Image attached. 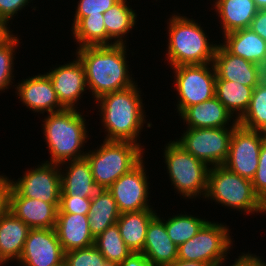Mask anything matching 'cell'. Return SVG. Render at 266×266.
<instances>
[{
  "mask_svg": "<svg viewBox=\"0 0 266 266\" xmlns=\"http://www.w3.org/2000/svg\"><path fill=\"white\" fill-rule=\"evenodd\" d=\"M158 213L149 223L142 253L155 266H164L177 260L178 246L169 238L165 217Z\"/></svg>",
  "mask_w": 266,
  "mask_h": 266,
  "instance_id": "cell-20",
  "label": "cell"
},
{
  "mask_svg": "<svg viewBox=\"0 0 266 266\" xmlns=\"http://www.w3.org/2000/svg\"><path fill=\"white\" fill-rule=\"evenodd\" d=\"M1 173V172H0ZM12 177L0 174V218L9 212Z\"/></svg>",
  "mask_w": 266,
  "mask_h": 266,
  "instance_id": "cell-40",
  "label": "cell"
},
{
  "mask_svg": "<svg viewBox=\"0 0 266 266\" xmlns=\"http://www.w3.org/2000/svg\"><path fill=\"white\" fill-rule=\"evenodd\" d=\"M166 142L162 149L165 163L163 168L166 167L165 171L174 192L188 202L204 200L207 193L209 167L187 152L175 140L170 139Z\"/></svg>",
  "mask_w": 266,
  "mask_h": 266,
  "instance_id": "cell-6",
  "label": "cell"
},
{
  "mask_svg": "<svg viewBox=\"0 0 266 266\" xmlns=\"http://www.w3.org/2000/svg\"><path fill=\"white\" fill-rule=\"evenodd\" d=\"M12 23L0 17V47L9 43L17 34L11 27Z\"/></svg>",
  "mask_w": 266,
  "mask_h": 266,
  "instance_id": "cell-44",
  "label": "cell"
},
{
  "mask_svg": "<svg viewBox=\"0 0 266 266\" xmlns=\"http://www.w3.org/2000/svg\"><path fill=\"white\" fill-rule=\"evenodd\" d=\"M176 91L175 110L179 116L187 107L215 96L216 71L213 63L171 67Z\"/></svg>",
  "mask_w": 266,
  "mask_h": 266,
  "instance_id": "cell-9",
  "label": "cell"
},
{
  "mask_svg": "<svg viewBox=\"0 0 266 266\" xmlns=\"http://www.w3.org/2000/svg\"><path fill=\"white\" fill-rule=\"evenodd\" d=\"M264 140L263 132L250 130L238 124L231 135L229 154L224 166L252 181L258 169L259 154Z\"/></svg>",
  "mask_w": 266,
  "mask_h": 266,
  "instance_id": "cell-13",
  "label": "cell"
},
{
  "mask_svg": "<svg viewBox=\"0 0 266 266\" xmlns=\"http://www.w3.org/2000/svg\"><path fill=\"white\" fill-rule=\"evenodd\" d=\"M258 10H266V0H253Z\"/></svg>",
  "mask_w": 266,
  "mask_h": 266,
  "instance_id": "cell-47",
  "label": "cell"
},
{
  "mask_svg": "<svg viewBox=\"0 0 266 266\" xmlns=\"http://www.w3.org/2000/svg\"><path fill=\"white\" fill-rule=\"evenodd\" d=\"M34 0H0V17L7 19L8 21L15 20L26 7H30L31 11L37 10L35 5L33 6ZM32 3V4H31ZM31 4V5H30Z\"/></svg>",
  "mask_w": 266,
  "mask_h": 266,
  "instance_id": "cell-39",
  "label": "cell"
},
{
  "mask_svg": "<svg viewBox=\"0 0 266 266\" xmlns=\"http://www.w3.org/2000/svg\"><path fill=\"white\" fill-rule=\"evenodd\" d=\"M120 0H78L75 9L73 22L70 30L83 18L88 15L95 16L106 12L110 7L115 5Z\"/></svg>",
  "mask_w": 266,
  "mask_h": 266,
  "instance_id": "cell-36",
  "label": "cell"
},
{
  "mask_svg": "<svg viewBox=\"0 0 266 266\" xmlns=\"http://www.w3.org/2000/svg\"><path fill=\"white\" fill-rule=\"evenodd\" d=\"M100 144L95 149L94 146L88 149L85 156L99 189H108L118 178L137 166L148 152L133 142L103 140Z\"/></svg>",
  "mask_w": 266,
  "mask_h": 266,
  "instance_id": "cell-7",
  "label": "cell"
},
{
  "mask_svg": "<svg viewBox=\"0 0 266 266\" xmlns=\"http://www.w3.org/2000/svg\"><path fill=\"white\" fill-rule=\"evenodd\" d=\"M55 230L64 253L94 245L88 215L57 213Z\"/></svg>",
  "mask_w": 266,
  "mask_h": 266,
  "instance_id": "cell-23",
  "label": "cell"
},
{
  "mask_svg": "<svg viewBox=\"0 0 266 266\" xmlns=\"http://www.w3.org/2000/svg\"><path fill=\"white\" fill-rule=\"evenodd\" d=\"M0 266H7L4 260L0 257Z\"/></svg>",
  "mask_w": 266,
  "mask_h": 266,
  "instance_id": "cell-49",
  "label": "cell"
},
{
  "mask_svg": "<svg viewBox=\"0 0 266 266\" xmlns=\"http://www.w3.org/2000/svg\"><path fill=\"white\" fill-rule=\"evenodd\" d=\"M157 214L158 209L120 213L117 220L120 235L132 252L142 253L148 225Z\"/></svg>",
  "mask_w": 266,
  "mask_h": 266,
  "instance_id": "cell-26",
  "label": "cell"
},
{
  "mask_svg": "<svg viewBox=\"0 0 266 266\" xmlns=\"http://www.w3.org/2000/svg\"><path fill=\"white\" fill-rule=\"evenodd\" d=\"M234 128H184L174 140L210 168L226 162Z\"/></svg>",
  "mask_w": 266,
  "mask_h": 266,
  "instance_id": "cell-10",
  "label": "cell"
},
{
  "mask_svg": "<svg viewBox=\"0 0 266 266\" xmlns=\"http://www.w3.org/2000/svg\"><path fill=\"white\" fill-rule=\"evenodd\" d=\"M70 62L53 65L45 73L49 76L59 102L64 109H80V101L88 92L84 67L77 56ZM79 105V107H78Z\"/></svg>",
  "mask_w": 266,
  "mask_h": 266,
  "instance_id": "cell-14",
  "label": "cell"
},
{
  "mask_svg": "<svg viewBox=\"0 0 266 266\" xmlns=\"http://www.w3.org/2000/svg\"><path fill=\"white\" fill-rule=\"evenodd\" d=\"M128 46L115 44L74 49L76 52L72 55L77 56L84 67L88 94L90 93L93 101L107 93L127 89L138 82L132 74L133 69L129 68L130 53L127 52L132 50Z\"/></svg>",
  "mask_w": 266,
  "mask_h": 266,
  "instance_id": "cell-2",
  "label": "cell"
},
{
  "mask_svg": "<svg viewBox=\"0 0 266 266\" xmlns=\"http://www.w3.org/2000/svg\"><path fill=\"white\" fill-rule=\"evenodd\" d=\"M213 65L216 79L230 80L252 88L261 82L260 66L231 54L221 42L216 47Z\"/></svg>",
  "mask_w": 266,
  "mask_h": 266,
  "instance_id": "cell-17",
  "label": "cell"
},
{
  "mask_svg": "<svg viewBox=\"0 0 266 266\" xmlns=\"http://www.w3.org/2000/svg\"><path fill=\"white\" fill-rule=\"evenodd\" d=\"M179 118L183 121L184 128H223L238 125V121L215 96L187 107Z\"/></svg>",
  "mask_w": 266,
  "mask_h": 266,
  "instance_id": "cell-19",
  "label": "cell"
},
{
  "mask_svg": "<svg viewBox=\"0 0 266 266\" xmlns=\"http://www.w3.org/2000/svg\"><path fill=\"white\" fill-rule=\"evenodd\" d=\"M145 159L108 188L120 213L155 208L150 201L152 190L149 191L151 183Z\"/></svg>",
  "mask_w": 266,
  "mask_h": 266,
  "instance_id": "cell-12",
  "label": "cell"
},
{
  "mask_svg": "<svg viewBox=\"0 0 266 266\" xmlns=\"http://www.w3.org/2000/svg\"><path fill=\"white\" fill-rule=\"evenodd\" d=\"M169 15L166 20L167 29H164L167 30L168 36L166 37L167 48L164 52V61L169 65L168 68L213 63L220 40L210 39L205 30L206 27L201 26V21L198 22L191 18L193 16L189 18L186 14H180L176 10Z\"/></svg>",
  "mask_w": 266,
  "mask_h": 266,
  "instance_id": "cell-4",
  "label": "cell"
},
{
  "mask_svg": "<svg viewBox=\"0 0 266 266\" xmlns=\"http://www.w3.org/2000/svg\"><path fill=\"white\" fill-rule=\"evenodd\" d=\"M238 124L250 130H266V84L260 82L254 87L250 105Z\"/></svg>",
  "mask_w": 266,
  "mask_h": 266,
  "instance_id": "cell-33",
  "label": "cell"
},
{
  "mask_svg": "<svg viewBox=\"0 0 266 266\" xmlns=\"http://www.w3.org/2000/svg\"><path fill=\"white\" fill-rule=\"evenodd\" d=\"M138 84L137 82L127 89L107 93L94 102L98 108L99 124L102 126L100 130H104L100 133H105L103 140L133 142L149 150L145 148L146 145H142L140 136L144 129L151 128L153 124L151 121L147 122L143 90Z\"/></svg>",
  "mask_w": 266,
  "mask_h": 266,
  "instance_id": "cell-1",
  "label": "cell"
},
{
  "mask_svg": "<svg viewBox=\"0 0 266 266\" xmlns=\"http://www.w3.org/2000/svg\"><path fill=\"white\" fill-rule=\"evenodd\" d=\"M94 245L102 253L105 259L120 264L132 251L122 239L117 223L106 228L95 238Z\"/></svg>",
  "mask_w": 266,
  "mask_h": 266,
  "instance_id": "cell-32",
  "label": "cell"
},
{
  "mask_svg": "<svg viewBox=\"0 0 266 266\" xmlns=\"http://www.w3.org/2000/svg\"><path fill=\"white\" fill-rule=\"evenodd\" d=\"M127 0H120L115 5L110 7L106 12L103 13V22L107 31V35L116 44H128L129 34L136 28L138 15L136 10L129 5ZM135 27V28H134Z\"/></svg>",
  "mask_w": 266,
  "mask_h": 266,
  "instance_id": "cell-27",
  "label": "cell"
},
{
  "mask_svg": "<svg viewBox=\"0 0 266 266\" xmlns=\"http://www.w3.org/2000/svg\"><path fill=\"white\" fill-rule=\"evenodd\" d=\"M68 266H120L117 262L105 259L95 245L64 253Z\"/></svg>",
  "mask_w": 266,
  "mask_h": 266,
  "instance_id": "cell-35",
  "label": "cell"
},
{
  "mask_svg": "<svg viewBox=\"0 0 266 266\" xmlns=\"http://www.w3.org/2000/svg\"><path fill=\"white\" fill-rule=\"evenodd\" d=\"M254 88L230 80L216 79L215 97L238 121L250 105Z\"/></svg>",
  "mask_w": 266,
  "mask_h": 266,
  "instance_id": "cell-29",
  "label": "cell"
},
{
  "mask_svg": "<svg viewBox=\"0 0 266 266\" xmlns=\"http://www.w3.org/2000/svg\"><path fill=\"white\" fill-rule=\"evenodd\" d=\"M90 204L91 198L61 195L58 213H77L82 215H88Z\"/></svg>",
  "mask_w": 266,
  "mask_h": 266,
  "instance_id": "cell-38",
  "label": "cell"
},
{
  "mask_svg": "<svg viewBox=\"0 0 266 266\" xmlns=\"http://www.w3.org/2000/svg\"><path fill=\"white\" fill-rule=\"evenodd\" d=\"M83 112L85 113L79 109H63L42 115L44 119L41 120V130L47 145L45 148L51 155L43 162L61 165L86 156L88 148L85 144L93 136L88 130L89 120L86 117L89 115H84Z\"/></svg>",
  "mask_w": 266,
  "mask_h": 266,
  "instance_id": "cell-3",
  "label": "cell"
},
{
  "mask_svg": "<svg viewBox=\"0 0 266 266\" xmlns=\"http://www.w3.org/2000/svg\"><path fill=\"white\" fill-rule=\"evenodd\" d=\"M120 266H155L150 260H148L143 253L132 252L127 258H125Z\"/></svg>",
  "mask_w": 266,
  "mask_h": 266,
  "instance_id": "cell-43",
  "label": "cell"
},
{
  "mask_svg": "<svg viewBox=\"0 0 266 266\" xmlns=\"http://www.w3.org/2000/svg\"><path fill=\"white\" fill-rule=\"evenodd\" d=\"M234 236L225 222L208 221L196 235L178 247L177 259L226 266L235 248ZM234 245V248H233Z\"/></svg>",
  "mask_w": 266,
  "mask_h": 266,
  "instance_id": "cell-8",
  "label": "cell"
},
{
  "mask_svg": "<svg viewBox=\"0 0 266 266\" xmlns=\"http://www.w3.org/2000/svg\"><path fill=\"white\" fill-rule=\"evenodd\" d=\"M221 38V44L233 55L259 66L266 58V41L250 28L227 33Z\"/></svg>",
  "mask_w": 266,
  "mask_h": 266,
  "instance_id": "cell-25",
  "label": "cell"
},
{
  "mask_svg": "<svg viewBox=\"0 0 266 266\" xmlns=\"http://www.w3.org/2000/svg\"><path fill=\"white\" fill-rule=\"evenodd\" d=\"M75 39L76 48L87 46H109L116 43L107 35L103 22V13L100 15L83 17L71 30Z\"/></svg>",
  "mask_w": 266,
  "mask_h": 266,
  "instance_id": "cell-30",
  "label": "cell"
},
{
  "mask_svg": "<svg viewBox=\"0 0 266 266\" xmlns=\"http://www.w3.org/2000/svg\"><path fill=\"white\" fill-rule=\"evenodd\" d=\"M20 36L21 34L18 36L17 33L9 43L0 47V94L4 93L7 89L10 90L15 87L16 71H14V67L17 63L14 60H16V53H18L17 49L19 51L21 48L19 46L22 43Z\"/></svg>",
  "mask_w": 266,
  "mask_h": 266,
  "instance_id": "cell-34",
  "label": "cell"
},
{
  "mask_svg": "<svg viewBox=\"0 0 266 266\" xmlns=\"http://www.w3.org/2000/svg\"><path fill=\"white\" fill-rule=\"evenodd\" d=\"M23 173L17 180L12 179V187L22 197L52 203L59 209L61 196L60 166L42 161L34 167L25 169Z\"/></svg>",
  "mask_w": 266,
  "mask_h": 266,
  "instance_id": "cell-11",
  "label": "cell"
},
{
  "mask_svg": "<svg viewBox=\"0 0 266 266\" xmlns=\"http://www.w3.org/2000/svg\"><path fill=\"white\" fill-rule=\"evenodd\" d=\"M120 216L116 201L108 189H100L92 198L88 213L89 229L94 238L117 223Z\"/></svg>",
  "mask_w": 266,
  "mask_h": 266,
  "instance_id": "cell-28",
  "label": "cell"
},
{
  "mask_svg": "<svg viewBox=\"0 0 266 266\" xmlns=\"http://www.w3.org/2000/svg\"><path fill=\"white\" fill-rule=\"evenodd\" d=\"M207 200L246 216L266 215V205L255 194L252 181L233 173L224 165L209 168L203 202Z\"/></svg>",
  "mask_w": 266,
  "mask_h": 266,
  "instance_id": "cell-5",
  "label": "cell"
},
{
  "mask_svg": "<svg viewBox=\"0 0 266 266\" xmlns=\"http://www.w3.org/2000/svg\"><path fill=\"white\" fill-rule=\"evenodd\" d=\"M64 260V251L55 228L30 229L17 266H55Z\"/></svg>",
  "mask_w": 266,
  "mask_h": 266,
  "instance_id": "cell-15",
  "label": "cell"
},
{
  "mask_svg": "<svg viewBox=\"0 0 266 266\" xmlns=\"http://www.w3.org/2000/svg\"><path fill=\"white\" fill-rule=\"evenodd\" d=\"M30 229L10 211L0 218V257L7 265L19 260Z\"/></svg>",
  "mask_w": 266,
  "mask_h": 266,
  "instance_id": "cell-24",
  "label": "cell"
},
{
  "mask_svg": "<svg viewBox=\"0 0 266 266\" xmlns=\"http://www.w3.org/2000/svg\"><path fill=\"white\" fill-rule=\"evenodd\" d=\"M252 185L255 194L266 205V139L262 143L258 169L252 179Z\"/></svg>",
  "mask_w": 266,
  "mask_h": 266,
  "instance_id": "cell-37",
  "label": "cell"
},
{
  "mask_svg": "<svg viewBox=\"0 0 266 266\" xmlns=\"http://www.w3.org/2000/svg\"><path fill=\"white\" fill-rule=\"evenodd\" d=\"M19 103L22 102L29 111L44 115L63 110L53 84L46 73L27 76L15 83L14 87Z\"/></svg>",
  "mask_w": 266,
  "mask_h": 266,
  "instance_id": "cell-16",
  "label": "cell"
},
{
  "mask_svg": "<svg viewBox=\"0 0 266 266\" xmlns=\"http://www.w3.org/2000/svg\"><path fill=\"white\" fill-rule=\"evenodd\" d=\"M178 212L165 217V227L169 238L179 247L196 235L209 220L206 216L200 217L194 213L192 215L191 212L188 213L185 210L183 211L184 213L182 211L181 213Z\"/></svg>",
  "mask_w": 266,
  "mask_h": 266,
  "instance_id": "cell-31",
  "label": "cell"
},
{
  "mask_svg": "<svg viewBox=\"0 0 266 266\" xmlns=\"http://www.w3.org/2000/svg\"><path fill=\"white\" fill-rule=\"evenodd\" d=\"M9 211L31 229L55 228L58 208L52 203L22 197L12 187Z\"/></svg>",
  "mask_w": 266,
  "mask_h": 266,
  "instance_id": "cell-18",
  "label": "cell"
},
{
  "mask_svg": "<svg viewBox=\"0 0 266 266\" xmlns=\"http://www.w3.org/2000/svg\"><path fill=\"white\" fill-rule=\"evenodd\" d=\"M60 166L61 195L92 198L100 189L93 179L86 157L67 161Z\"/></svg>",
  "mask_w": 266,
  "mask_h": 266,
  "instance_id": "cell-22",
  "label": "cell"
},
{
  "mask_svg": "<svg viewBox=\"0 0 266 266\" xmlns=\"http://www.w3.org/2000/svg\"><path fill=\"white\" fill-rule=\"evenodd\" d=\"M213 1V3H212ZM211 10L220 25L221 35L249 28L251 21L255 17L258 9L253 0H212ZM218 19V20H217Z\"/></svg>",
  "mask_w": 266,
  "mask_h": 266,
  "instance_id": "cell-21",
  "label": "cell"
},
{
  "mask_svg": "<svg viewBox=\"0 0 266 266\" xmlns=\"http://www.w3.org/2000/svg\"><path fill=\"white\" fill-rule=\"evenodd\" d=\"M164 266H211V265L204 263V262L184 261L181 259H177L174 262H172L171 264H167Z\"/></svg>",
  "mask_w": 266,
  "mask_h": 266,
  "instance_id": "cell-45",
  "label": "cell"
},
{
  "mask_svg": "<svg viewBox=\"0 0 266 266\" xmlns=\"http://www.w3.org/2000/svg\"><path fill=\"white\" fill-rule=\"evenodd\" d=\"M237 255H239L236 256L238 258L231 260L234 262L230 266H266V260L262 256H259V254L257 256L256 253H252L249 250L248 252H240Z\"/></svg>",
  "mask_w": 266,
  "mask_h": 266,
  "instance_id": "cell-41",
  "label": "cell"
},
{
  "mask_svg": "<svg viewBox=\"0 0 266 266\" xmlns=\"http://www.w3.org/2000/svg\"><path fill=\"white\" fill-rule=\"evenodd\" d=\"M249 28L266 41V10H258Z\"/></svg>",
  "mask_w": 266,
  "mask_h": 266,
  "instance_id": "cell-42",
  "label": "cell"
},
{
  "mask_svg": "<svg viewBox=\"0 0 266 266\" xmlns=\"http://www.w3.org/2000/svg\"><path fill=\"white\" fill-rule=\"evenodd\" d=\"M260 70H261V82L266 84V58L260 64Z\"/></svg>",
  "mask_w": 266,
  "mask_h": 266,
  "instance_id": "cell-46",
  "label": "cell"
},
{
  "mask_svg": "<svg viewBox=\"0 0 266 266\" xmlns=\"http://www.w3.org/2000/svg\"><path fill=\"white\" fill-rule=\"evenodd\" d=\"M55 266H68L67 262L65 260L61 261L59 264Z\"/></svg>",
  "mask_w": 266,
  "mask_h": 266,
  "instance_id": "cell-48",
  "label": "cell"
},
{
  "mask_svg": "<svg viewBox=\"0 0 266 266\" xmlns=\"http://www.w3.org/2000/svg\"><path fill=\"white\" fill-rule=\"evenodd\" d=\"M263 133H264V138L266 139V130Z\"/></svg>",
  "mask_w": 266,
  "mask_h": 266,
  "instance_id": "cell-50",
  "label": "cell"
}]
</instances>
